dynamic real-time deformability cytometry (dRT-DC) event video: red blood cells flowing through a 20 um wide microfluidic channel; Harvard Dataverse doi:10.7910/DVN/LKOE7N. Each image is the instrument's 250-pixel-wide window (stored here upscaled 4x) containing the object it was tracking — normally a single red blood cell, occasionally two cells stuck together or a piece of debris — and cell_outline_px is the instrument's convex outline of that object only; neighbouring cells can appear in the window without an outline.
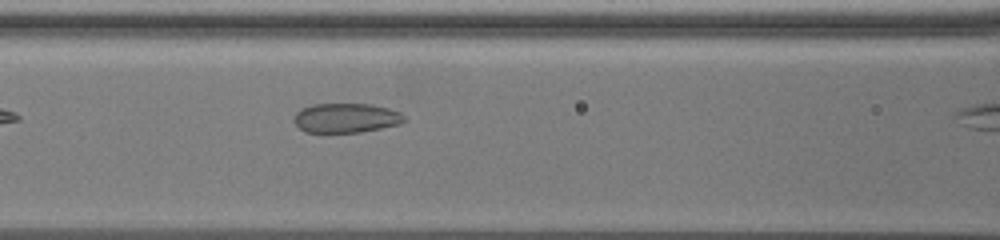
{"species": "common noctule bat (a hibernating species)", "species_latin": "Nyctalus noctula", "temperature_condition": "warm", "stored_images_in_passage": 44, "camera_frame_rate_fps": 3000, "um_per_image_px": 0.085, "animal": {"sex": "female", "body_mass_g": 19.5, "forearm_length_mm": 54.1}, "frame": {"image": 1, "passage_image": 3, "time_ms": 1.0, "image_size_px": [1000, 240], "cell_outline_px": [[408, 120], [400, 124], [360, 132], [304, 132], [292, 120], [296, 112], [312, 104], [372, 104], [388, 108], [400, 112]], "centroid_in_image_um": [29.43, 10.02], "position_along_channel_um": 137.2, "area_um2": 18.96}}
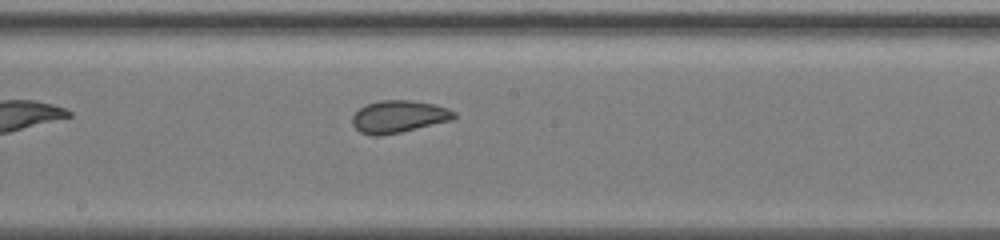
{"frame": {"image": 2, "passage_image": 11, "time_ms": 3.667, "image_size_px": [1000, 240], "cell_outline_px": [[456, 116], [452, 120], [400, 132], [380, 136], [372, 136], [360, 132], [352, 124], [352, 116], [364, 104], [380, 100], [412, 100], [436, 104], [448, 108], [456, 112]], "centroid_in_image_um": [33.89, 9.9], "position_along_channel_um": 214.3, "area_um2": 19.31}}
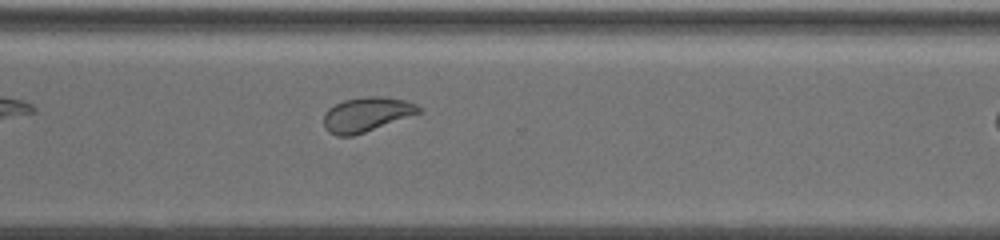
{"frame": {"image": 3, "passage_image": 27, "time_ms": 8.0, "image_size_px": [1000, 240], "cell_outline_px": [[420, 112], [364, 132], [352, 136], [336, 136], [328, 132], [324, 124], [324, 112], [328, 108], [344, 100], [368, 96], [384, 96], [404, 100], [416, 104], [420, 108]], "centroid_in_image_um": [31.1, 9.72], "position_along_channel_um": 339.5, "area_um2": 18.79}}